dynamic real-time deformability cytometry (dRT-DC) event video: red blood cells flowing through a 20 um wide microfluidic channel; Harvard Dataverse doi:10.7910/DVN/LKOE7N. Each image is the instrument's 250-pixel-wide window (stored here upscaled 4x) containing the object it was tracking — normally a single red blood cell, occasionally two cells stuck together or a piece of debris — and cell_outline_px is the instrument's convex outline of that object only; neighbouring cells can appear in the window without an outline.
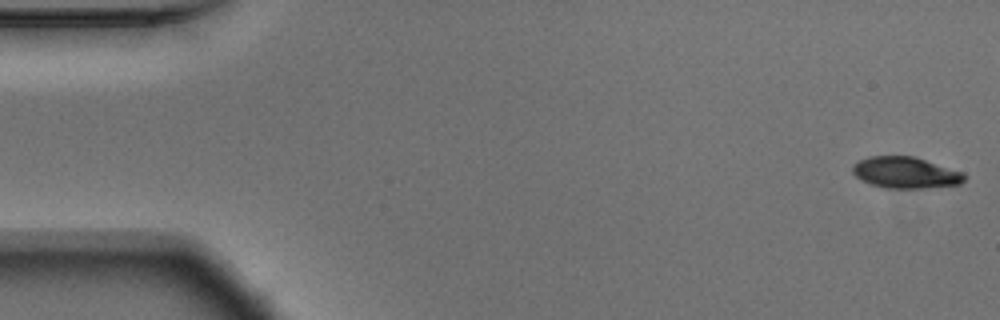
{"species": "Egyptian fruit bat (a non-hibernating species)", "species_latin": "Rousettus aegyptiacus", "temperature_condition": "warm", "stored_images_in_passage": 54, "segment_of_instrument_passage": [1, 2], "camera_frame_rate_fps": 3000, "um_per_image_px": 0.085, "animal": {"sex": "male"}, "frame": {"image": 1, "passage_image": 1, "time_ms": 0.0, "image_size_px": [1000, 320], "cell_outline_px": [[968, 176], [960, 184], [928, 188], [884, 188], [872, 184], [856, 176], [852, 172], [852, 164], [868, 156], [916, 156], [964, 172]], "centroid_in_image_um": [77.01, 14.66], "position_along_channel_um": 8.0, "area_um2": 20.63}}
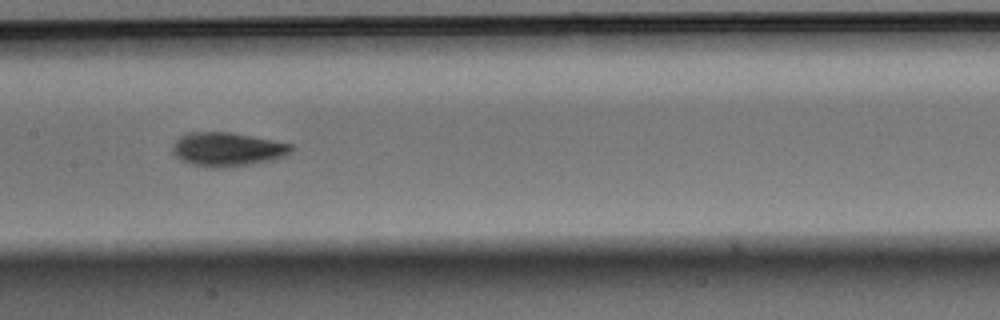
{"frame": {"image": 2, "passage_image": 26, "time_ms": 8.333, "image_size_px": [1000, 320], "cell_outline_px": [[296, 148], [292, 152], [284, 156], [272, 160], [252, 164], [224, 168], [204, 168], [180, 160], [172, 152], [172, 144], [180, 136], [192, 132], [228, 132], [272, 140], [292, 144]], "centroid_in_image_um": [19.32, 12.71], "position_along_channel_um": 188.1, "area_um2": 23.64}}
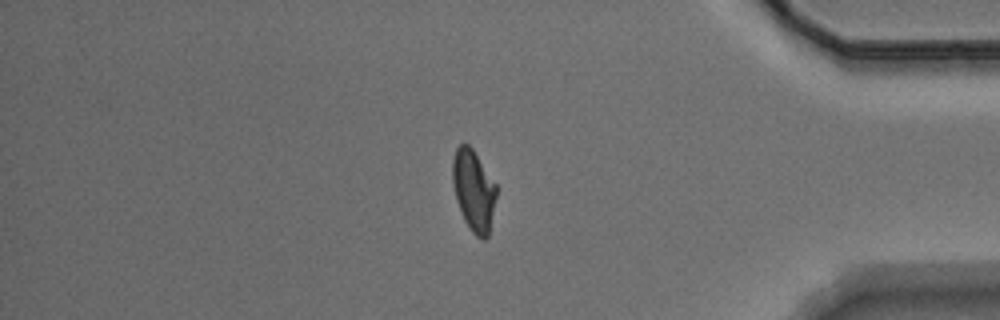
{"frame": {"image": 3, "passage_image": 45, "time_ms": 14.667, "image_size_px": [1000, 320], "cell_outline_px": [[496, 196], [488, 236], [484, 240], [480, 240], [472, 232], [464, 220], [456, 200], [452, 184], [452, 160], [456, 148], [460, 144], [468, 144], [472, 148], [496, 184]], "centroid_in_image_um": [40.24, 16.19], "position_along_channel_um": 395.0, "area_um2": 20.69}}